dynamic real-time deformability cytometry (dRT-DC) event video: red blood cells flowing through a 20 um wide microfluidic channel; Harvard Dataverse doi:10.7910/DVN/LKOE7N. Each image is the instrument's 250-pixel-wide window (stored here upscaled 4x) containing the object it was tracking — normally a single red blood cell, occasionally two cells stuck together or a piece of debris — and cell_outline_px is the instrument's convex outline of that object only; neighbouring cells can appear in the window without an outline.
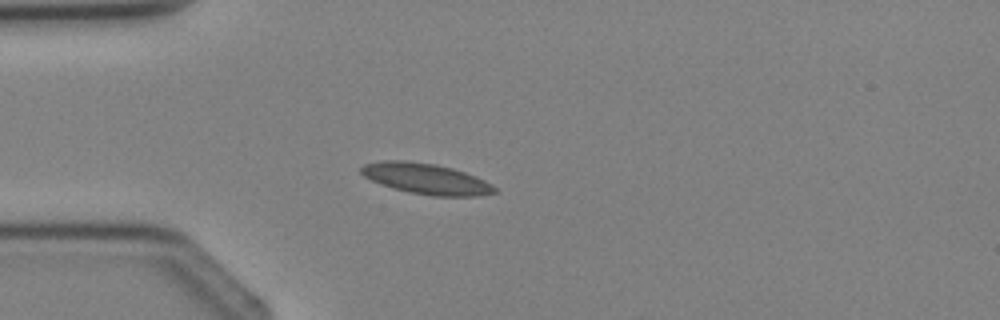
{"species": "Egyptian fruit bat (a non-hibernating species)", "species_latin": "Rousettus aegyptiacus", "temperature_condition": "cold", "stored_images_in_passage": 2, "camera_frame_rate_fps": 3000, "um_per_image_px": 0.085, "animal": {"sex": "female"}, "frame": {"image": 1, "passage_image": 2, "time_ms": 2.0, "image_size_px": [1000, 320], "cell_outline_px": [[496, 192], [476, 196], [432, 196], [408, 192], [392, 188], [372, 180], [364, 176], [360, 172], [360, 168], [364, 164], [380, 160], [404, 160], [436, 164], [452, 168], [476, 176], [492, 184], [496, 188]], "centroid_in_image_um": [36.2, 15.19], "position_along_channel_um": 48.8, "area_um2": 23.93}}